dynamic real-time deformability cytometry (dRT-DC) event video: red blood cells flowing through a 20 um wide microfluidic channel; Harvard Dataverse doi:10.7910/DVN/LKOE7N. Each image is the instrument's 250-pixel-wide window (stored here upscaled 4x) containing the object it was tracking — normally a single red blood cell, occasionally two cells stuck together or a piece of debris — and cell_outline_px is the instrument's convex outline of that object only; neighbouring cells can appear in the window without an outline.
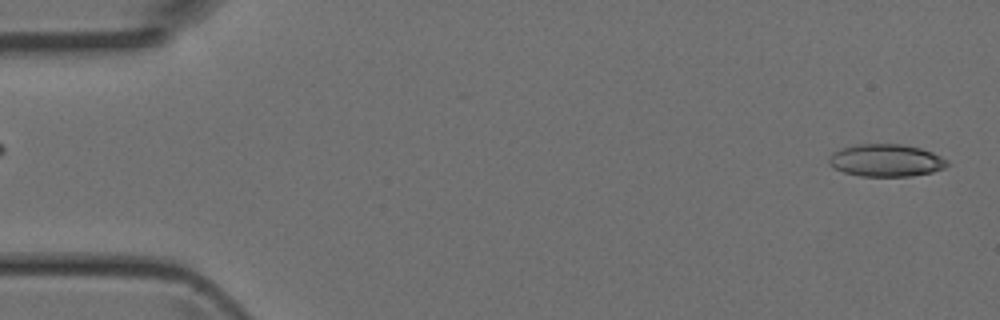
{"species": "Egyptian fruit bat (a non-hibernating species)", "species_latin": "Rousettus aegyptiacus", "temperature_condition": "room temperature", "stored_images_in_passage": 3, "camera_frame_rate_fps": 3000, "um_per_image_px": 0.085, "animal": {"sex": "female"}, "frame": {"image": 1, "passage_image": 3, "time_ms": 0.667, "image_size_px": [1000, 320], "cell_outline_px": [[948, 164], [944, 168], [932, 172], [912, 176], [860, 176], [844, 172], [832, 168], [828, 160], [832, 152], [840, 148], [856, 144], [900, 144], [920, 148], [932, 152], [948, 160]], "centroid_in_image_um": [75.29, 13.63], "position_along_channel_um": 9.7, "area_um2": 22.43}}